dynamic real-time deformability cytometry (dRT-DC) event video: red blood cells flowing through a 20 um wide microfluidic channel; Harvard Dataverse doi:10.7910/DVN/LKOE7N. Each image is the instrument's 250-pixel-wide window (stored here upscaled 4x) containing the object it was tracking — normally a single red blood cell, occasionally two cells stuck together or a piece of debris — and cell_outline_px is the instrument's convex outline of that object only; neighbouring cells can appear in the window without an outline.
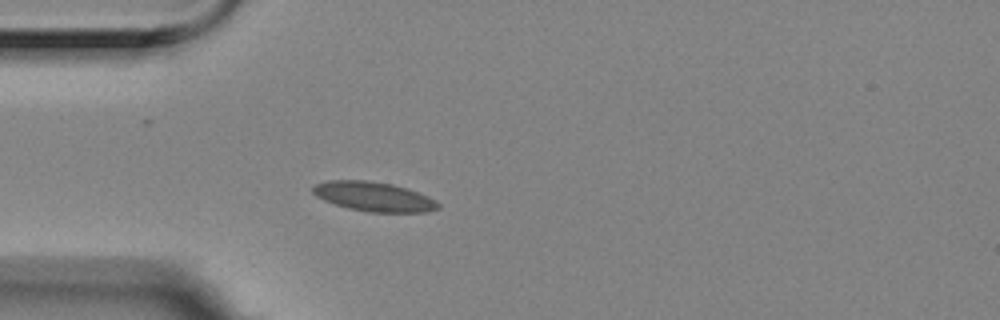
{"species": "Egyptian fruit bat (a non-hibernating species)", "species_latin": "Rousettus aegyptiacus", "temperature_condition": "room temperature", "stored_images_in_passage": 1, "camera_frame_rate_fps": 3000, "um_per_image_px": 0.085, "animal": {"sex": "female"}, "frame": {"image": 1, "passage_image": 1, "time_ms": 0.0, "image_size_px": [1000, 320], "cell_outline_px": [[440, 208], [428, 212], [368, 212], [348, 208], [324, 200], [316, 196], [312, 192], [312, 188], [316, 184], [328, 180], [364, 180], [392, 184], [408, 188], [428, 196], [436, 200], [440, 204]], "centroid_in_image_um": [31.8, 16.71], "position_along_channel_um": 53.2, "area_um2": 21.56}}